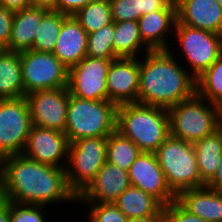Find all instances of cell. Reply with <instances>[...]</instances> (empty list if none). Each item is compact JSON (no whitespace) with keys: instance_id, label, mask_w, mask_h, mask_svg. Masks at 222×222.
<instances>
[{"instance_id":"cell-29","label":"cell","mask_w":222,"mask_h":222,"mask_svg":"<svg viewBox=\"0 0 222 222\" xmlns=\"http://www.w3.org/2000/svg\"><path fill=\"white\" fill-rule=\"evenodd\" d=\"M196 93L213 105H222V55L196 79Z\"/></svg>"},{"instance_id":"cell-38","label":"cell","mask_w":222,"mask_h":222,"mask_svg":"<svg viewBox=\"0 0 222 222\" xmlns=\"http://www.w3.org/2000/svg\"><path fill=\"white\" fill-rule=\"evenodd\" d=\"M0 5L10 11L17 12L30 7V0H0Z\"/></svg>"},{"instance_id":"cell-32","label":"cell","mask_w":222,"mask_h":222,"mask_svg":"<svg viewBox=\"0 0 222 222\" xmlns=\"http://www.w3.org/2000/svg\"><path fill=\"white\" fill-rule=\"evenodd\" d=\"M47 207L10 202V222H46L47 213L44 208Z\"/></svg>"},{"instance_id":"cell-37","label":"cell","mask_w":222,"mask_h":222,"mask_svg":"<svg viewBox=\"0 0 222 222\" xmlns=\"http://www.w3.org/2000/svg\"><path fill=\"white\" fill-rule=\"evenodd\" d=\"M173 0H140L141 16L165 9Z\"/></svg>"},{"instance_id":"cell-4","label":"cell","mask_w":222,"mask_h":222,"mask_svg":"<svg viewBox=\"0 0 222 222\" xmlns=\"http://www.w3.org/2000/svg\"><path fill=\"white\" fill-rule=\"evenodd\" d=\"M118 106L108 100H84L69 94L64 133L69 143L108 137L116 131Z\"/></svg>"},{"instance_id":"cell-3","label":"cell","mask_w":222,"mask_h":222,"mask_svg":"<svg viewBox=\"0 0 222 222\" xmlns=\"http://www.w3.org/2000/svg\"><path fill=\"white\" fill-rule=\"evenodd\" d=\"M116 131L132 140L141 152L154 153L170 136L168 109L138 102L119 105Z\"/></svg>"},{"instance_id":"cell-1","label":"cell","mask_w":222,"mask_h":222,"mask_svg":"<svg viewBox=\"0 0 222 222\" xmlns=\"http://www.w3.org/2000/svg\"><path fill=\"white\" fill-rule=\"evenodd\" d=\"M0 171L3 198L7 202L43 206L77 203L65 168L41 164L18 154L0 159Z\"/></svg>"},{"instance_id":"cell-16","label":"cell","mask_w":222,"mask_h":222,"mask_svg":"<svg viewBox=\"0 0 222 222\" xmlns=\"http://www.w3.org/2000/svg\"><path fill=\"white\" fill-rule=\"evenodd\" d=\"M130 186L128 171L106 161L94 179L77 196V204L113 203Z\"/></svg>"},{"instance_id":"cell-21","label":"cell","mask_w":222,"mask_h":222,"mask_svg":"<svg viewBox=\"0 0 222 222\" xmlns=\"http://www.w3.org/2000/svg\"><path fill=\"white\" fill-rule=\"evenodd\" d=\"M47 11L30 6L14 12L11 37L5 50L19 53L31 50L40 21Z\"/></svg>"},{"instance_id":"cell-25","label":"cell","mask_w":222,"mask_h":222,"mask_svg":"<svg viewBox=\"0 0 222 222\" xmlns=\"http://www.w3.org/2000/svg\"><path fill=\"white\" fill-rule=\"evenodd\" d=\"M198 172L207 184L215 175L222 153V126L213 134L194 143Z\"/></svg>"},{"instance_id":"cell-15","label":"cell","mask_w":222,"mask_h":222,"mask_svg":"<svg viewBox=\"0 0 222 222\" xmlns=\"http://www.w3.org/2000/svg\"><path fill=\"white\" fill-rule=\"evenodd\" d=\"M106 83L108 101L117 106L137 102L139 58H118L111 61Z\"/></svg>"},{"instance_id":"cell-5","label":"cell","mask_w":222,"mask_h":222,"mask_svg":"<svg viewBox=\"0 0 222 222\" xmlns=\"http://www.w3.org/2000/svg\"><path fill=\"white\" fill-rule=\"evenodd\" d=\"M170 135L189 143H195L213 134L222 124L220 107L211 104L195 93L168 109Z\"/></svg>"},{"instance_id":"cell-42","label":"cell","mask_w":222,"mask_h":222,"mask_svg":"<svg viewBox=\"0 0 222 222\" xmlns=\"http://www.w3.org/2000/svg\"><path fill=\"white\" fill-rule=\"evenodd\" d=\"M127 222H163V215H150L147 217L131 218Z\"/></svg>"},{"instance_id":"cell-33","label":"cell","mask_w":222,"mask_h":222,"mask_svg":"<svg viewBox=\"0 0 222 222\" xmlns=\"http://www.w3.org/2000/svg\"><path fill=\"white\" fill-rule=\"evenodd\" d=\"M113 22L138 21L140 0H109Z\"/></svg>"},{"instance_id":"cell-19","label":"cell","mask_w":222,"mask_h":222,"mask_svg":"<svg viewBox=\"0 0 222 222\" xmlns=\"http://www.w3.org/2000/svg\"><path fill=\"white\" fill-rule=\"evenodd\" d=\"M88 34L73 15L67 16L61 26L53 54L68 68L87 56Z\"/></svg>"},{"instance_id":"cell-45","label":"cell","mask_w":222,"mask_h":222,"mask_svg":"<svg viewBox=\"0 0 222 222\" xmlns=\"http://www.w3.org/2000/svg\"><path fill=\"white\" fill-rule=\"evenodd\" d=\"M219 3H220V5H221V7H222V0H217Z\"/></svg>"},{"instance_id":"cell-39","label":"cell","mask_w":222,"mask_h":222,"mask_svg":"<svg viewBox=\"0 0 222 222\" xmlns=\"http://www.w3.org/2000/svg\"><path fill=\"white\" fill-rule=\"evenodd\" d=\"M209 188L222 192V153L219 158V166L214 177L206 184Z\"/></svg>"},{"instance_id":"cell-23","label":"cell","mask_w":222,"mask_h":222,"mask_svg":"<svg viewBox=\"0 0 222 222\" xmlns=\"http://www.w3.org/2000/svg\"><path fill=\"white\" fill-rule=\"evenodd\" d=\"M24 97V84L19 52H0V99Z\"/></svg>"},{"instance_id":"cell-44","label":"cell","mask_w":222,"mask_h":222,"mask_svg":"<svg viewBox=\"0 0 222 222\" xmlns=\"http://www.w3.org/2000/svg\"><path fill=\"white\" fill-rule=\"evenodd\" d=\"M220 120H221V124H222V105L220 106Z\"/></svg>"},{"instance_id":"cell-10","label":"cell","mask_w":222,"mask_h":222,"mask_svg":"<svg viewBox=\"0 0 222 222\" xmlns=\"http://www.w3.org/2000/svg\"><path fill=\"white\" fill-rule=\"evenodd\" d=\"M32 127L24 97L0 99V159L22 154Z\"/></svg>"},{"instance_id":"cell-43","label":"cell","mask_w":222,"mask_h":222,"mask_svg":"<svg viewBox=\"0 0 222 222\" xmlns=\"http://www.w3.org/2000/svg\"><path fill=\"white\" fill-rule=\"evenodd\" d=\"M4 200L2 193L1 171H0V203Z\"/></svg>"},{"instance_id":"cell-24","label":"cell","mask_w":222,"mask_h":222,"mask_svg":"<svg viewBox=\"0 0 222 222\" xmlns=\"http://www.w3.org/2000/svg\"><path fill=\"white\" fill-rule=\"evenodd\" d=\"M112 38L114 53L118 58H140L150 51L142 41L137 21L114 22ZM139 52H142L141 55Z\"/></svg>"},{"instance_id":"cell-6","label":"cell","mask_w":222,"mask_h":222,"mask_svg":"<svg viewBox=\"0 0 222 222\" xmlns=\"http://www.w3.org/2000/svg\"><path fill=\"white\" fill-rule=\"evenodd\" d=\"M154 154L169 188L176 196L184 190L206 185L198 172L193 143L170 135Z\"/></svg>"},{"instance_id":"cell-14","label":"cell","mask_w":222,"mask_h":222,"mask_svg":"<svg viewBox=\"0 0 222 222\" xmlns=\"http://www.w3.org/2000/svg\"><path fill=\"white\" fill-rule=\"evenodd\" d=\"M131 186L153 195L164 206L176 200L154 153L141 152L128 171Z\"/></svg>"},{"instance_id":"cell-20","label":"cell","mask_w":222,"mask_h":222,"mask_svg":"<svg viewBox=\"0 0 222 222\" xmlns=\"http://www.w3.org/2000/svg\"><path fill=\"white\" fill-rule=\"evenodd\" d=\"M176 201L189 213L209 222H222V192L208 186L187 189L176 196Z\"/></svg>"},{"instance_id":"cell-30","label":"cell","mask_w":222,"mask_h":222,"mask_svg":"<svg viewBox=\"0 0 222 222\" xmlns=\"http://www.w3.org/2000/svg\"><path fill=\"white\" fill-rule=\"evenodd\" d=\"M114 22L88 34L87 57L118 59L113 48Z\"/></svg>"},{"instance_id":"cell-41","label":"cell","mask_w":222,"mask_h":222,"mask_svg":"<svg viewBox=\"0 0 222 222\" xmlns=\"http://www.w3.org/2000/svg\"><path fill=\"white\" fill-rule=\"evenodd\" d=\"M10 202L3 200L0 203V222H10Z\"/></svg>"},{"instance_id":"cell-12","label":"cell","mask_w":222,"mask_h":222,"mask_svg":"<svg viewBox=\"0 0 222 222\" xmlns=\"http://www.w3.org/2000/svg\"><path fill=\"white\" fill-rule=\"evenodd\" d=\"M67 87L38 90L25 95L32 125L64 133L69 102Z\"/></svg>"},{"instance_id":"cell-7","label":"cell","mask_w":222,"mask_h":222,"mask_svg":"<svg viewBox=\"0 0 222 222\" xmlns=\"http://www.w3.org/2000/svg\"><path fill=\"white\" fill-rule=\"evenodd\" d=\"M108 137L83 138L70 143L65 167L70 189L78 196L106 163Z\"/></svg>"},{"instance_id":"cell-2","label":"cell","mask_w":222,"mask_h":222,"mask_svg":"<svg viewBox=\"0 0 222 222\" xmlns=\"http://www.w3.org/2000/svg\"><path fill=\"white\" fill-rule=\"evenodd\" d=\"M174 49L150 50L139 59L138 103L169 109L196 93V79Z\"/></svg>"},{"instance_id":"cell-31","label":"cell","mask_w":222,"mask_h":222,"mask_svg":"<svg viewBox=\"0 0 222 222\" xmlns=\"http://www.w3.org/2000/svg\"><path fill=\"white\" fill-rule=\"evenodd\" d=\"M87 204V205H86ZM89 207V222H127L126 215L114 203H84Z\"/></svg>"},{"instance_id":"cell-22","label":"cell","mask_w":222,"mask_h":222,"mask_svg":"<svg viewBox=\"0 0 222 222\" xmlns=\"http://www.w3.org/2000/svg\"><path fill=\"white\" fill-rule=\"evenodd\" d=\"M113 203L128 219L164 212V205L157 198L134 186L128 187Z\"/></svg>"},{"instance_id":"cell-8","label":"cell","mask_w":222,"mask_h":222,"mask_svg":"<svg viewBox=\"0 0 222 222\" xmlns=\"http://www.w3.org/2000/svg\"><path fill=\"white\" fill-rule=\"evenodd\" d=\"M174 39L189 73L197 79L222 55V35L176 22ZM186 59V60H185Z\"/></svg>"},{"instance_id":"cell-18","label":"cell","mask_w":222,"mask_h":222,"mask_svg":"<svg viewBox=\"0 0 222 222\" xmlns=\"http://www.w3.org/2000/svg\"><path fill=\"white\" fill-rule=\"evenodd\" d=\"M177 21L222 35V7L217 0H175Z\"/></svg>"},{"instance_id":"cell-9","label":"cell","mask_w":222,"mask_h":222,"mask_svg":"<svg viewBox=\"0 0 222 222\" xmlns=\"http://www.w3.org/2000/svg\"><path fill=\"white\" fill-rule=\"evenodd\" d=\"M20 60L24 96L68 86V68L53 53L28 50L20 53Z\"/></svg>"},{"instance_id":"cell-36","label":"cell","mask_w":222,"mask_h":222,"mask_svg":"<svg viewBox=\"0 0 222 222\" xmlns=\"http://www.w3.org/2000/svg\"><path fill=\"white\" fill-rule=\"evenodd\" d=\"M95 0H57V11L68 16L74 15L78 10Z\"/></svg>"},{"instance_id":"cell-26","label":"cell","mask_w":222,"mask_h":222,"mask_svg":"<svg viewBox=\"0 0 222 222\" xmlns=\"http://www.w3.org/2000/svg\"><path fill=\"white\" fill-rule=\"evenodd\" d=\"M139 147L130 139L122 136L118 131L108 136L106 158L107 162L129 171L138 155Z\"/></svg>"},{"instance_id":"cell-13","label":"cell","mask_w":222,"mask_h":222,"mask_svg":"<svg viewBox=\"0 0 222 222\" xmlns=\"http://www.w3.org/2000/svg\"><path fill=\"white\" fill-rule=\"evenodd\" d=\"M69 145L65 133L32 125L22 155L41 164L65 168Z\"/></svg>"},{"instance_id":"cell-35","label":"cell","mask_w":222,"mask_h":222,"mask_svg":"<svg viewBox=\"0 0 222 222\" xmlns=\"http://www.w3.org/2000/svg\"><path fill=\"white\" fill-rule=\"evenodd\" d=\"M14 12L0 5V47L6 49L11 37Z\"/></svg>"},{"instance_id":"cell-34","label":"cell","mask_w":222,"mask_h":222,"mask_svg":"<svg viewBox=\"0 0 222 222\" xmlns=\"http://www.w3.org/2000/svg\"><path fill=\"white\" fill-rule=\"evenodd\" d=\"M163 222H209L189 213L176 200L164 206Z\"/></svg>"},{"instance_id":"cell-27","label":"cell","mask_w":222,"mask_h":222,"mask_svg":"<svg viewBox=\"0 0 222 222\" xmlns=\"http://www.w3.org/2000/svg\"><path fill=\"white\" fill-rule=\"evenodd\" d=\"M68 15L48 10L42 17L34 39L33 48L40 52L52 53L64 19Z\"/></svg>"},{"instance_id":"cell-11","label":"cell","mask_w":222,"mask_h":222,"mask_svg":"<svg viewBox=\"0 0 222 222\" xmlns=\"http://www.w3.org/2000/svg\"><path fill=\"white\" fill-rule=\"evenodd\" d=\"M112 60L85 57L68 69V90L84 100H108L106 76Z\"/></svg>"},{"instance_id":"cell-40","label":"cell","mask_w":222,"mask_h":222,"mask_svg":"<svg viewBox=\"0 0 222 222\" xmlns=\"http://www.w3.org/2000/svg\"><path fill=\"white\" fill-rule=\"evenodd\" d=\"M30 4L33 7L57 11V0H30Z\"/></svg>"},{"instance_id":"cell-17","label":"cell","mask_w":222,"mask_h":222,"mask_svg":"<svg viewBox=\"0 0 222 222\" xmlns=\"http://www.w3.org/2000/svg\"><path fill=\"white\" fill-rule=\"evenodd\" d=\"M137 22L142 41L150 50H169L167 33L173 36L171 33L177 22L175 0L163 10L142 15Z\"/></svg>"},{"instance_id":"cell-28","label":"cell","mask_w":222,"mask_h":222,"mask_svg":"<svg viewBox=\"0 0 222 222\" xmlns=\"http://www.w3.org/2000/svg\"><path fill=\"white\" fill-rule=\"evenodd\" d=\"M74 18L90 34L113 23L109 0H95L78 10Z\"/></svg>"}]
</instances>
